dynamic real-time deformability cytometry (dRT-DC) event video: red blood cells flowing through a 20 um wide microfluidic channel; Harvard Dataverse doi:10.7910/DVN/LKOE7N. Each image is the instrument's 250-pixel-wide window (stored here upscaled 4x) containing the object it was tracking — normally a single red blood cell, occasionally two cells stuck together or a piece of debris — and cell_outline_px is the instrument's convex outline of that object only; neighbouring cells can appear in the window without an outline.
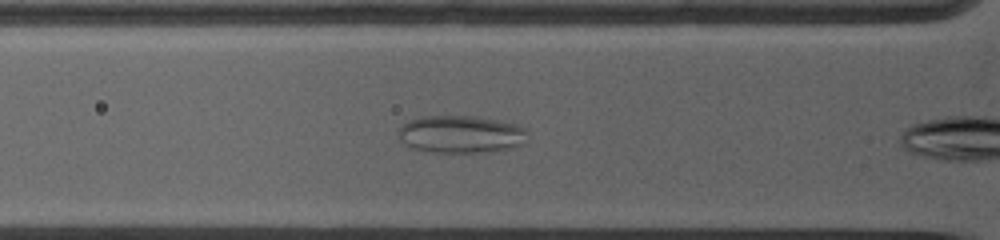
{"species": "common noctule bat (a hibernating species)", "species_latin": "Nyctalus noctula", "temperature_condition": "warm", "stored_images_in_passage": 7, "camera_frame_rate_fps": 5000, "um_per_image_px": 0.085, "animal": {"sex": "female", "body_mass_g": 19.0, "forearm_length_mm": 53.3}, "frame": {"image": 1, "passage_image": 4, "time_ms": 1.6, "image_size_px": [1000, 240], "cell_outline_px": [[528, 132], [524, 144], [512, 148], [484, 152], [432, 152], [412, 148], [404, 144], [400, 140], [400, 124], [408, 120], [420, 116], [476, 116], [500, 120], [516, 124], [524, 128]], "centroid_in_image_um": [39.18, 11.4], "position_along_channel_um": 86.6, "area_um2": 28.5}}